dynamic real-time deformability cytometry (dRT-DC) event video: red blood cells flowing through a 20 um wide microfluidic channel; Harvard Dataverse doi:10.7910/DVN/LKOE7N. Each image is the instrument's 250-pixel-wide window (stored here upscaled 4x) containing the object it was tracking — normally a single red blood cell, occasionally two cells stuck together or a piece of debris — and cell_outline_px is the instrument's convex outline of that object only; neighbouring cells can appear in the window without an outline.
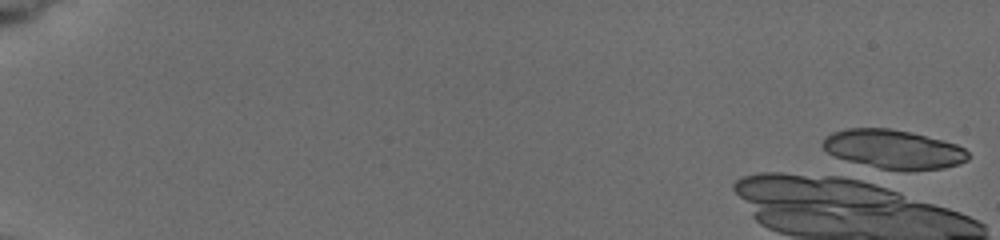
{"species": "common noctule bat (a hibernating species)", "species_latin": "Nyctalus noctula", "temperature_condition": "cold", "stored_images_in_passage": 1, "camera_frame_rate_fps": 3000, "um_per_image_px": 0.085, "animal": {"sex": "female", "body_mass_g": 19.5, "forearm_length_mm": 54.1}, "frame": {"image": 1, "passage_image": 1, "time_ms": 0.0, "image_size_px": [1000, 240], "cell_outline_px": [[968, 160], [960, 164], [944, 168], [908, 172], [904, 172], [856, 164], [836, 156], [828, 152], [820, 144], [832, 132], [848, 128], [888, 128], [908, 132], [944, 140], [956, 144], [964, 148], [968, 152]], "centroid_in_image_um": [75.97, 12.71], "position_along_channel_um": 9.0, "area_um2": 33.35}}